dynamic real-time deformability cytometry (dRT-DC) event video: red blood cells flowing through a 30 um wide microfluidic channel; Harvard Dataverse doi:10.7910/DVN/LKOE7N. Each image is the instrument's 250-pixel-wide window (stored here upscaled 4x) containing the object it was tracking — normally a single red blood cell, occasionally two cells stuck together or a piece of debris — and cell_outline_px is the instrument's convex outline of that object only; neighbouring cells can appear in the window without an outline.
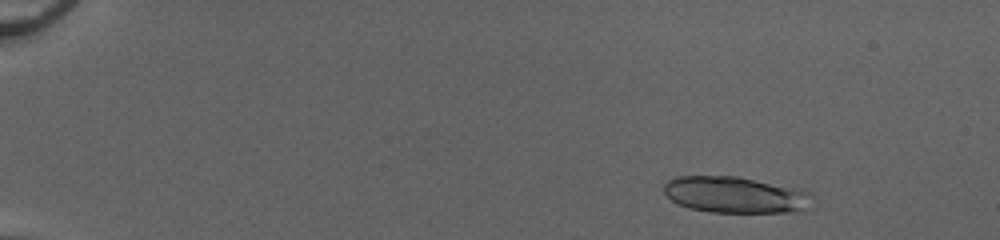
{"species": "common noctule bat (a hibernating species)", "species_latin": "Nyctalus noctula", "temperature_condition": "cold", "stored_images_in_passage": 50, "camera_frame_rate_fps": 3000, "um_per_image_px": 0.085, "animal": {"sex": "female", "body_mass_g": 20.0, "forearm_length_mm": 54.0}, "frame": {"image": 1, "passage_image": 6, "time_ms": 1.667, "image_size_px": [1000, 240], "cell_outline_px": [[812, 196], [800, 208], [788, 212], [712, 212], [688, 208], [676, 204], [664, 192], [664, 184], [668, 180], [676, 176], [736, 176], [800, 188], [812, 192]], "centroid_in_image_um": [62.41, 16.54], "position_along_channel_um": 22.6, "area_um2": 31.1}}
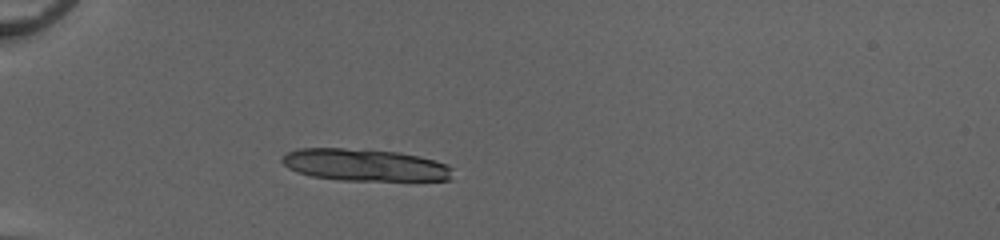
{"frame": {"image": 2, "passage_image": 16, "time_ms": 5.0, "image_size_px": [1000, 240], "cell_outline_px": [[452, 180], [340, 180], [312, 176], [296, 172], [288, 168], [280, 160], [280, 156], [288, 152], [300, 148], [344, 148], [396, 152], [436, 160], [448, 164], [452, 168]], "centroid_in_image_um": [30.98, 14.02], "position_along_channel_um": 54.0, "area_um2": 31.85}, "authors_computed_cell_mechanics": {"area_um2": 29.1601, "velocity_mm_per_s": 4.1347, "shape_relaxation_time_tau1_ms": 4.7461, "shape_relaxation_time_tau2_ms": 1.2701, "deformation_change_tau1": 0.1943, "deformation_change_tau2": 0.0781}}